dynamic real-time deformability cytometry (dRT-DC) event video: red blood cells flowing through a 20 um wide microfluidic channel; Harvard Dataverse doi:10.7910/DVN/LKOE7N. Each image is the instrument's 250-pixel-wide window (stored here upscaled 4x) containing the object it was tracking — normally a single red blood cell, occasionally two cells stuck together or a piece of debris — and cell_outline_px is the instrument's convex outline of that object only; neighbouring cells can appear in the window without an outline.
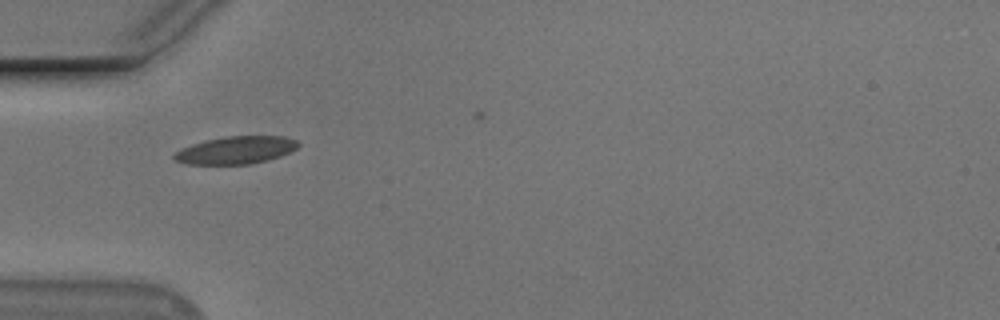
{"species": "Egyptian fruit bat (a non-hibernating species)", "species_latin": "Rousettus aegyptiacus", "temperature_condition": "cold", "stored_images_in_passage": 7, "camera_frame_rate_fps": 3000, "um_per_image_px": 0.085, "animal": {"sex": "male"}, "frame": {"image": 1, "passage_image": 1, "time_ms": 0.0, "image_size_px": [1000, 320], "cell_outline_px": [[300, 144], [296, 148], [280, 156], [248, 164], [188, 164], [176, 160], [172, 156], [180, 148], [204, 140], [224, 136], [284, 136], [296, 140]], "centroid_in_image_um": [20.02, 12.74], "position_along_channel_um": 65.0, "area_um2": 19.77}}
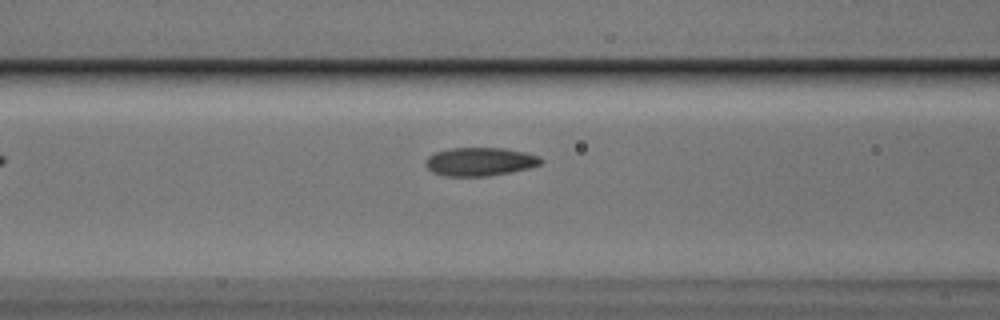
{"frame": {"image": 2, "passage_image": 6, "time_ms": 1.667, "image_size_px": [1000, 320], "cell_outline_px": [[544, 160], [540, 164], [528, 168], [512, 172], [488, 176], [444, 176], [432, 172], [424, 164], [424, 160], [428, 156], [436, 152], [448, 148], [504, 148], [524, 152], [540, 156]], "centroid_in_image_um": [40.77, 13.74], "position_along_channel_um": 125.8, "area_um2": 19.25}}